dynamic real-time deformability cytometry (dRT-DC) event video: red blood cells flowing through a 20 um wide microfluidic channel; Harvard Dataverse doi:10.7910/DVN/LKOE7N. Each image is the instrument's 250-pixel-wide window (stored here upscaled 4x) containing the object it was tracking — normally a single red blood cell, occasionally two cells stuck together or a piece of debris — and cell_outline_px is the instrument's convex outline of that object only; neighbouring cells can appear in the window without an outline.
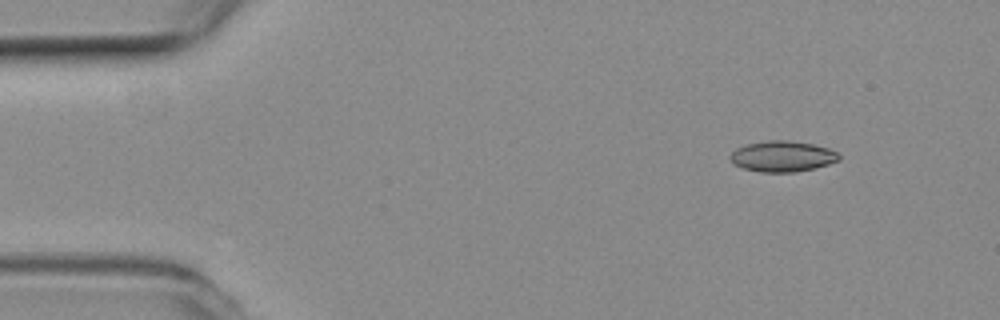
{"species": "common noctule bat (a hibernating species)", "species_latin": "Nyctalus noctula", "temperature_condition": "room temperature", "stored_images_in_passage": 5, "camera_frame_rate_fps": 3000, "um_per_image_px": 0.085, "animal": {"sex": "female", "body_mass_g": 19.3, "forearm_length_mm": 54.1}, "frame": {"image": 1, "passage_image": 2, "time_ms": 0.333, "image_size_px": [1000, 320], "cell_outline_px": [[840, 160], [816, 168], [796, 172], [760, 172], [744, 168], [732, 164], [728, 156], [736, 148], [744, 144], [768, 140], [788, 140], [812, 144], [828, 148], [836, 152], [840, 156]], "centroid_in_image_um": [66.47, 13.29], "position_along_channel_um": 18.5, "area_um2": 19.71}}
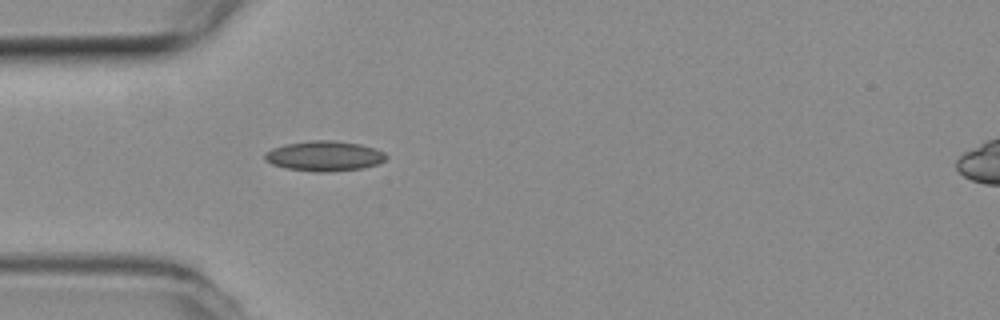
{"frame": {"image": 2, "passage_image": 5, "time_ms": 1.333, "image_size_px": [1000, 320], "cell_outline_px": [[388, 156], [384, 160], [376, 164], [364, 168], [328, 172], [316, 172], [284, 168], [272, 164], [264, 160], [264, 152], [272, 148], [284, 144], [312, 140], [332, 140], [360, 144], [376, 148], [384, 152]], "centroid_in_image_um": [27.54, 13.26], "position_along_channel_um": 57.5, "area_um2": 21.5}}